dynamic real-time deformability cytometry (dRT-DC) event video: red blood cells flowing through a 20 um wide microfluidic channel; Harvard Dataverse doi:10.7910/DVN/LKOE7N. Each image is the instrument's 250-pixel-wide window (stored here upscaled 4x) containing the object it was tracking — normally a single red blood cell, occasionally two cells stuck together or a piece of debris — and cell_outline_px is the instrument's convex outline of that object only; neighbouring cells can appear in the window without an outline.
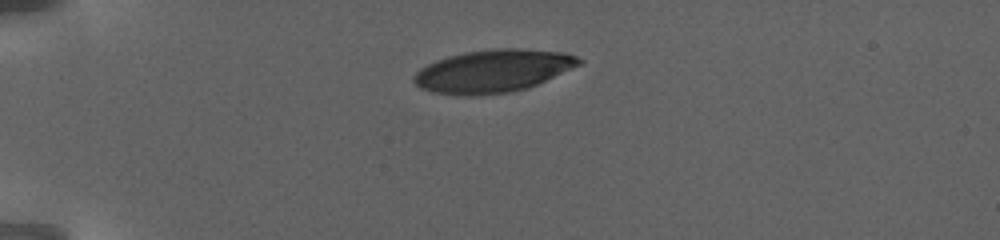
{"species": "human", "species_latin": "Homo sapiens", "temperature_condition": "warm", "stored_images_in_passage": 38, "camera_frame_rate_fps": 3000, "um_per_image_px": 0.085, "donor": {"sex": "female"}, "frame": {"image": 1, "passage_image": 1, "time_ms": 0.0, "image_size_px": [1000, 240], "cell_outline_px": [[584, 64], [528, 88], [512, 92], [476, 96], [472, 96], [432, 92], [420, 88], [412, 80], [412, 76], [420, 68], [436, 60], [448, 56], [464, 52], [496, 48], [516, 48], [564, 52], [576, 56], [584, 60]], "centroid_in_image_um": [41.94, 6.04], "position_along_channel_um": 43.1, "area_um2": 41.5}}
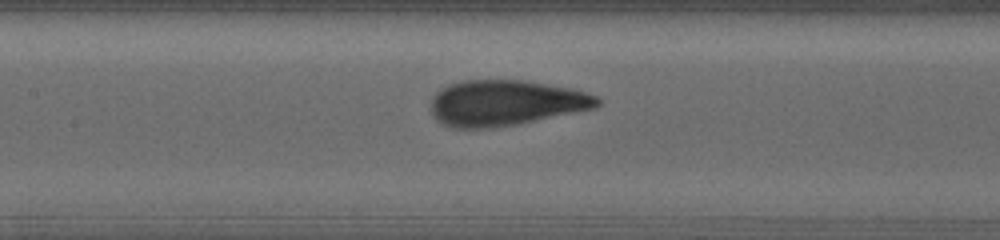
{"frame": {"image": 2, "passage_image": 15, "time_ms": 6.0, "image_size_px": [1000, 240], "cell_outline_px": [[600, 104], [596, 108], [496, 128], [452, 128], [436, 120], [432, 116], [432, 96], [440, 88], [448, 84], [460, 80], [524, 80], [572, 88], [596, 96], [600, 100]], "centroid_in_image_um": [42.94, 8.74], "position_along_channel_um": 164.5, "area_um2": 44.45}}
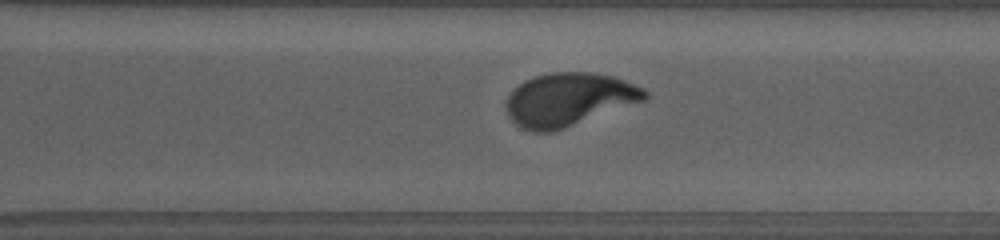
{"frame": {"image": 3, "passage_image": 29, "time_ms": 11.667, "image_size_px": [1000, 240], "cell_outline_px": [[648, 96], [644, 100], [552, 132], [532, 132], [516, 124], [508, 116], [504, 104], [508, 96], [524, 80], [536, 76], [552, 72], [592, 72], [612, 76], [624, 80], [644, 88], [648, 92]], "centroid_in_image_um": [48.32, 8.45], "position_along_channel_um": 322.3, "area_um2": 42.54}, "authors_computed_cell_mechanics": {"area_um2": 43.4367, "velocity_mm_per_s": 2.7927, "shape_relaxation_time_tau1_ms": 5.1434, "shape_relaxation_time_tau2_ms": null, "deformation_change_tau1": 0.2146, "deformation_change_tau2": null}}